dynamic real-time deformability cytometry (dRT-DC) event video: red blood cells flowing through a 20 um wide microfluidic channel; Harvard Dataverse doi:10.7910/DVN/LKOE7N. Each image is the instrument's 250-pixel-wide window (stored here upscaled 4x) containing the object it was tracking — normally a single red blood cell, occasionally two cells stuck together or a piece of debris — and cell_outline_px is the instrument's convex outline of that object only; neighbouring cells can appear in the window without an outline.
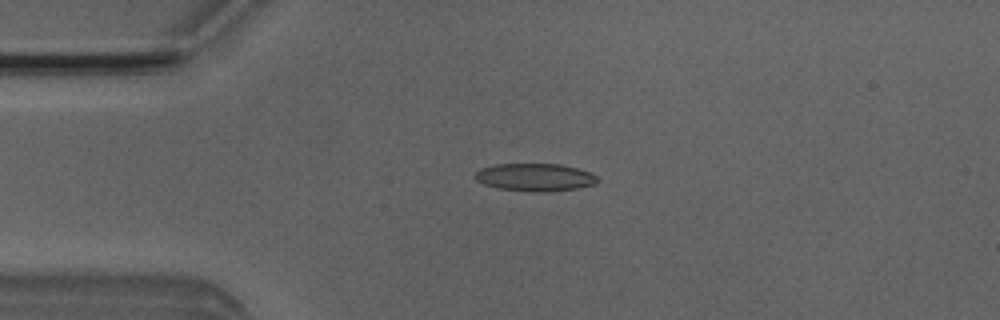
{"species": "Egyptian fruit bat (a non-hibernating species)", "species_latin": "Rousettus aegyptiacus", "temperature_condition": "room temperature", "stored_images_in_passage": 51, "camera_frame_rate_fps": 3000, "um_per_image_px": 0.085, "animal": {"sex": "male"}, "frame": {"image": 1, "passage_image": 12, "time_ms": 3.667, "image_size_px": [1000, 320], "cell_outline_px": [[600, 180], [596, 184], [576, 188], [544, 192], [528, 192], [496, 188], [484, 184], [476, 180], [476, 172], [480, 168], [496, 164], [560, 164], [576, 168], [588, 172], [596, 176]], "centroid_in_image_um": [45.46, 15.07], "position_along_channel_um": 39.5, "area_um2": 19.77}}
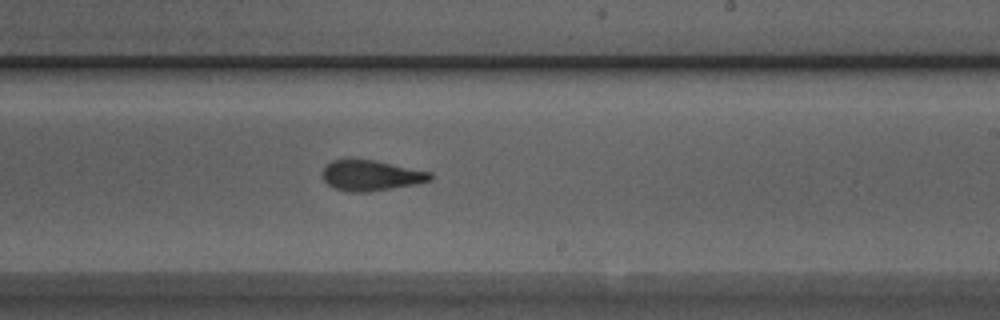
{"frame": {"image": 2, "passage_image": 30, "time_ms": 9.667, "image_size_px": [1000, 320], "cell_outline_px": [[432, 180], [416, 184], [368, 192], [352, 192], [336, 188], [328, 184], [320, 176], [320, 172], [332, 160], [348, 156], [376, 160], [432, 172]], "centroid_in_image_um": [31.49, 14.87], "position_along_channel_um": 257.5, "area_um2": 19.77}}
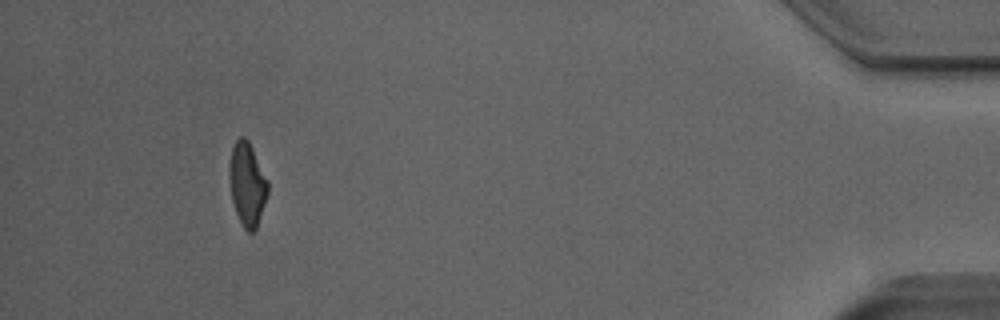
{"frame": {"image": 3, "passage_image": 47, "time_ms": 15.333, "image_size_px": [1000, 320], "cell_outline_px": [[268, 192], [256, 228], [252, 232], [248, 232], [244, 228], [236, 212], [232, 200], [228, 176], [228, 168], [232, 148], [236, 140], [240, 136], [244, 136], [248, 140], [268, 180]], "centroid_in_image_um": [20.99, 15.62], "position_along_channel_um": 414.2, "area_um2": 18.55}, "authors_computed_cell_mechanics": {"area_um2": 19.4208, "velocity_mm_per_s": 4.0371, "shape_relaxation_time_tau1_ms": 8.722, "shape_relaxation_time_tau2_ms": 1.8806, "deformation_change_tau1": 0.2294, "deformation_change_tau2": 0.0947}}